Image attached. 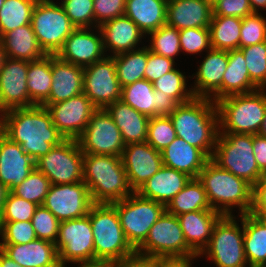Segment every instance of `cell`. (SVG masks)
<instances>
[{"label":"cell","instance_id":"obj_1","mask_svg":"<svg viewBox=\"0 0 266 267\" xmlns=\"http://www.w3.org/2000/svg\"><path fill=\"white\" fill-rule=\"evenodd\" d=\"M0 131L21 145L34 161L65 140L42 105L4 111L0 114Z\"/></svg>","mask_w":266,"mask_h":267},{"label":"cell","instance_id":"obj_2","mask_svg":"<svg viewBox=\"0 0 266 267\" xmlns=\"http://www.w3.org/2000/svg\"><path fill=\"white\" fill-rule=\"evenodd\" d=\"M169 117L177 137L211 158L220 131L215 102L210 98L194 97L179 104Z\"/></svg>","mask_w":266,"mask_h":267},{"label":"cell","instance_id":"obj_3","mask_svg":"<svg viewBox=\"0 0 266 267\" xmlns=\"http://www.w3.org/2000/svg\"><path fill=\"white\" fill-rule=\"evenodd\" d=\"M82 171L93 203L111 204L134 193L121 157L84 154Z\"/></svg>","mask_w":266,"mask_h":267},{"label":"cell","instance_id":"obj_4","mask_svg":"<svg viewBox=\"0 0 266 267\" xmlns=\"http://www.w3.org/2000/svg\"><path fill=\"white\" fill-rule=\"evenodd\" d=\"M197 178L202 183L213 210L232 216V207L238 206L240 215L249 213L252 185L245 179L219 168L211 160L205 164Z\"/></svg>","mask_w":266,"mask_h":267},{"label":"cell","instance_id":"obj_5","mask_svg":"<svg viewBox=\"0 0 266 267\" xmlns=\"http://www.w3.org/2000/svg\"><path fill=\"white\" fill-rule=\"evenodd\" d=\"M266 89L216 101L219 133L258 134L266 113Z\"/></svg>","mask_w":266,"mask_h":267},{"label":"cell","instance_id":"obj_6","mask_svg":"<svg viewBox=\"0 0 266 267\" xmlns=\"http://www.w3.org/2000/svg\"><path fill=\"white\" fill-rule=\"evenodd\" d=\"M94 237V261H118L136 253L122 230L116 208L94 203L88 213Z\"/></svg>","mask_w":266,"mask_h":267},{"label":"cell","instance_id":"obj_7","mask_svg":"<svg viewBox=\"0 0 266 267\" xmlns=\"http://www.w3.org/2000/svg\"><path fill=\"white\" fill-rule=\"evenodd\" d=\"M210 160L252 186L263 175L254 157L252 134L219 133Z\"/></svg>","mask_w":266,"mask_h":267},{"label":"cell","instance_id":"obj_8","mask_svg":"<svg viewBox=\"0 0 266 267\" xmlns=\"http://www.w3.org/2000/svg\"><path fill=\"white\" fill-rule=\"evenodd\" d=\"M242 227L234 215H223L215 224L208 246L201 252L214 262L216 267H247L244 253L243 215ZM242 229V230H241Z\"/></svg>","mask_w":266,"mask_h":267},{"label":"cell","instance_id":"obj_9","mask_svg":"<svg viewBox=\"0 0 266 267\" xmlns=\"http://www.w3.org/2000/svg\"><path fill=\"white\" fill-rule=\"evenodd\" d=\"M40 48L46 55H57L66 38L76 29L60 4L38 0L31 18Z\"/></svg>","mask_w":266,"mask_h":267},{"label":"cell","instance_id":"obj_10","mask_svg":"<svg viewBox=\"0 0 266 267\" xmlns=\"http://www.w3.org/2000/svg\"><path fill=\"white\" fill-rule=\"evenodd\" d=\"M117 210L124 234L136 250L147 238L152 225L166 211V206L139 196L136 192L111 203Z\"/></svg>","mask_w":266,"mask_h":267},{"label":"cell","instance_id":"obj_11","mask_svg":"<svg viewBox=\"0 0 266 267\" xmlns=\"http://www.w3.org/2000/svg\"><path fill=\"white\" fill-rule=\"evenodd\" d=\"M136 253L150 258L187 257L196 254L184 238L178 217L165 211L152 225Z\"/></svg>","mask_w":266,"mask_h":267},{"label":"cell","instance_id":"obj_12","mask_svg":"<svg viewBox=\"0 0 266 267\" xmlns=\"http://www.w3.org/2000/svg\"><path fill=\"white\" fill-rule=\"evenodd\" d=\"M83 157L77 140L65 139L46 155L35 161V168L51 184H70L83 181Z\"/></svg>","mask_w":266,"mask_h":267},{"label":"cell","instance_id":"obj_13","mask_svg":"<svg viewBox=\"0 0 266 267\" xmlns=\"http://www.w3.org/2000/svg\"><path fill=\"white\" fill-rule=\"evenodd\" d=\"M55 245L61 267H66L67 262L94 261V237L89 215L61 221Z\"/></svg>","mask_w":266,"mask_h":267},{"label":"cell","instance_id":"obj_14","mask_svg":"<svg viewBox=\"0 0 266 267\" xmlns=\"http://www.w3.org/2000/svg\"><path fill=\"white\" fill-rule=\"evenodd\" d=\"M83 154L121 157L125 144L121 132L106 109H97L77 139Z\"/></svg>","mask_w":266,"mask_h":267},{"label":"cell","instance_id":"obj_15","mask_svg":"<svg viewBox=\"0 0 266 267\" xmlns=\"http://www.w3.org/2000/svg\"><path fill=\"white\" fill-rule=\"evenodd\" d=\"M121 91L112 56L83 67V93L98 109L120 100Z\"/></svg>","mask_w":266,"mask_h":267},{"label":"cell","instance_id":"obj_16","mask_svg":"<svg viewBox=\"0 0 266 267\" xmlns=\"http://www.w3.org/2000/svg\"><path fill=\"white\" fill-rule=\"evenodd\" d=\"M84 181L70 184H51L42 206L61 222L88 215L93 205Z\"/></svg>","mask_w":266,"mask_h":267},{"label":"cell","instance_id":"obj_17","mask_svg":"<svg viewBox=\"0 0 266 267\" xmlns=\"http://www.w3.org/2000/svg\"><path fill=\"white\" fill-rule=\"evenodd\" d=\"M49 111L53 125L65 139L77 140L87 127L91 116L98 109L81 93L68 100L42 105Z\"/></svg>","mask_w":266,"mask_h":267},{"label":"cell","instance_id":"obj_18","mask_svg":"<svg viewBox=\"0 0 266 267\" xmlns=\"http://www.w3.org/2000/svg\"><path fill=\"white\" fill-rule=\"evenodd\" d=\"M28 66L29 61L6 57L0 70V113L35 105L27 89Z\"/></svg>","mask_w":266,"mask_h":267},{"label":"cell","instance_id":"obj_19","mask_svg":"<svg viewBox=\"0 0 266 267\" xmlns=\"http://www.w3.org/2000/svg\"><path fill=\"white\" fill-rule=\"evenodd\" d=\"M121 160L134 192L163 166L161 152L147 142L125 145Z\"/></svg>","mask_w":266,"mask_h":267},{"label":"cell","instance_id":"obj_20","mask_svg":"<svg viewBox=\"0 0 266 267\" xmlns=\"http://www.w3.org/2000/svg\"><path fill=\"white\" fill-rule=\"evenodd\" d=\"M100 32V33H99ZM98 35L90 28H76L65 40L57 56L68 63L86 67L102 60L104 50L101 31Z\"/></svg>","mask_w":266,"mask_h":267},{"label":"cell","instance_id":"obj_21","mask_svg":"<svg viewBox=\"0 0 266 267\" xmlns=\"http://www.w3.org/2000/svg\"><path fill=\"white\" fill-rule=\"evenodd\" d=\"M194 76L192 91L195 97L210 98L216 102L222 98V79L228 65V51L211 48Z\"/></svg>","mask_w":266,"mask_h":267},{"label":"cell","instance_id":"obj_22","mask_svg":"<svg viewBox=\"0 0 266 267\" xmlns=\"http://www.w3.org/2000/svg\"><path fill=\"white\" fill-rule=\"evenodd\" d=\"M35 168V161L22 146L0 131V181L11 191L21 184Z\"/></svg>","mask_w":266,"mask_h":267},{"label":"cell","instance_id":"obj_23","mask_svg":"<svg viewBox=\"0 0 266 267\" xmlns=\"http://www.w3.org/2000/svg\"><path fill=\"white\" fill-rule=\"evenodd\" d=\"M213 5L208 0H168L166 24L178 30L209 27Z\"/></svg>","mask_w":266,"mask_h":267},{"label":"cell","instance_id":"obj_24","mask_svg":"<svg viewBox=\"0 0 266 267\" xmlns=\"http://www.w3.org/2000/svg\"><path fill=\"white\" fill-rule=\"evenodd\" d=\"M98 30L101 31L103 37L105 52L111 49L110 53H113L107 56L138 49L136 46L144 37V33L126 15L104 22L98 27Z\"/></svg>","mask_w":266,"mask_h":267},{"label":"cell","instance_id":"obj_25","mask_svg":"<svg viewBox=\"0 0 266 267\" xmlns=\"http://www.w3.org/2000/svg\"><path fill=\"white\" fill-rule=\"evenodd\" d=\"M83 93V67L52 55V85L49 98L42 105H51Z\"/></svg>","mask_w":266,"mask_h":267},{"label":"cell","instance_id":"obj_26","mask_svg":"<svg viewBox=\"0 0 266 267\" xmlns=\"http://www.w3.org/2000/svg\"><path fill=\"white\" fill-rule=\"evenodd\" d=\"M0 249L22 267H61L53 242L36 239L27 244H0Z\"/></svg>","mask_w":266,"mask_h":267},{"label":"cell","instance_id":"obj_27","mask_svg":"<svg viewBox=\"0 0 266 267\" xmlns=\"http://www.w3.org/2000/svg\"><path fill=\"white\" fill-rule=\"evenodd\" d=\"M191 179L186 173L162 166L150 179L136 191L146 199L165 206L177 195Z\"/></svg>","mask_w":266,"mask_h":267},{"label":"cell","instance_id":"obj_28","mask_svg":"<svg viewBox=\"0 0 266 267\" xmlns=\"http://www.w3.org/2000/svg\"><path fill=\"white\" fill-rule=\"evenodd\" d=\"M223 215L215 210H198L178 215L187 245L196 253L208 246L215 224Z\"/></svg>","mask_w":266,"mask_h":267},{"label":"cell","instance_id":"obj_29","mask_svg":"<svg viewBox=\"0 0 266 267\" xmlns=\"http://www.w3.org/2000/svg\"><path fill=\"white\" fill-rule=\"evenodd\" d=\"M163 165L197 178L210 158L199 148L176 137L162 152Z\"/></svg>","mask_w":266,"mask_h":267},{"label":"cell","instance_id":"obj_30","mask_svg":"<svg viewBox=\"0 0 266 267\" xmlns=\"http://www.w3.org/2000/svg\"><path fill=\"white\" fill-rule=\"evenodd\" d=\"M115 125L119 128L125 145L146 142L149 117L135 110L122 100L106 108Z\"/></svg>","mask_w":266,"mask_h":267},{"label":"cell","instance_id":"obj_31","mask_svg":"<svg viewBox=\"0 0 266 267\" xmlns=\"http://www.w3.org/2000/svg\"><path fill=\"white\" fill-rule=\"evenodd\" d=\"M168 0H126L125 13L146 35L166 24Z\"/></svg>","mask_w":266,"mask_h":267},{"label":"cell","instance_id":"obj_32","mask_svg":"<svg viewBox=\"0 0 266 267\" xmlns=\"http://www.w3.org/2000/svg\"><path fill=\"white\" fill-rule=\"evenodd\" d=\"M1 39L8 58L31 62L46 55L38 44L31 24L6 32Z\"/></svg>","mask_w":266,"mask_h":267},{"label":"cell","instance_id":"obj_33","mask_svg":"<svg viewBox=\"0 0 266 267\" xmlns=\"http://www.w3.org/2000/svg\"><path fill=\"white\" fill-rule=\"evenodd\" d=\"M244 253L248 265L266 266V219L243 214Z\"/></svg>","mask_w":266,"mask_h":267},{"label":"cell","instance_id":"obj_34","mask_svg":"<svg viewBox=\"0 0 266 267\" xmlns=\"http://www.w3.org/2000/svg\"><path fill=\"white\" fill-rule=\"evenodd\" d=\"M259 89L250 79L243 52L228 51V65L222 79V98Z\"/></svg>","mask_w":266,"mask_h":267},{"label":"cell","instance_id":"obj_35","mask_svg":"<svg viewBox=\"0 0 266 267\" xmlns=\"http://www.w3.org/2000/svg\"><path fill=\"white\" fill-rule=\"evenodd\" d=\"M27 89L30 100L42 105L50 96L52 85V55L29 62Z\"/></svg>","mask_w":266,"mask_h":267},{"label":"cell","instance_id":"obj_36","mask_svg":"<svg viewBox=\"0 0 266 267\" xmlns=\"http://www.w3.org/2000/svg\"><path fill=\"white\" fill-rule=\"evenodd\" d=\"M198 210H213L206 191L198 178H191L185 187L167 204L166 211L175 216Z\"/></svg>","mask_w":266,"mask_h":267},{"label":"cell","instance_id":"obj_37","mask_svg":"<svg viewBox=\"0 0 266 267\" xmlns=\"http://www.w3.org/2000/svg\"><path fill=\"white\" fill-rule=\"evenodd\" d=\"M242 18L232 16H212L210 22L211 47L230 51L239 49Z\"/></svg>","mask_w":266,"mask_h":267},{"label":"cell","instance_id":"obj_38","mask_svg":"<svg viewBox=\"0 0 266 267\" xmlns=\"http://www.w3.org/2000/svg\"><path fill=\"white\" fill-rule=\"evenodd\" d=\"M124 52L112 56L115 61L116 74L120 86L125 87L144 79L146 64L148 61V47Z\"/></svg>","mask_w":266,"mask_h":267},{"label":"cell","instance_id":"obj_39","mask_svg":"<svg viewBox=\"0 0 266 267\" xmlns=\"http://www.w3.org/2000/svg\"><path fill=\"white\" fill-rule=\"evenodd\" d=\"M120 100L149 118L157 116V97L154 95V86L145 79L122 87Z\"/></svg>","mask_w":266,"mask_h":267},{"label":"cell","instance_id":"obj_40","mask_svg":"<svg viewBox=\"0 0 266 267\" xmlns=\"http://www.w3.org/2000/svg\"><path fill=\"white\" fill-rule=\"evenodd\" d=\"M38 0H5L0 8V38L11 30L31 24Z\"/></svg>","mask_w":266,"mask_h":267},{"label":"cell","instance_id":"obj_41","mask_svg":"<svg viewBox=\"0 0 266 267\" xmlns=\"http://www.w3.org/2000/svg\"><path fill=\"white\" fill-rule=\"evenodd\" d=\"M150 35L151 43L148 49L153 53L175 59L180 51L179 30L168 24H164L157 30L148 34Z\"/></svg>","mask_w":266,"mask_h":267},{"label":"cell","instance_id":"obj_42","mask_svg":"<svg viewBox=\"0 0 266 267\" xmlns=\"http://www.w3.org/2000/svg\"><path fill=\"white\" fill-rule=\"evenodd\" d=\"M186 78L179 69L174 68L153 83L154 90L163 92L179 104L188 102L195 96L191 88L188 90Z\"/></svg>","mask_w":266,"mask_h":267},{"label":"cell","instance_id":"obj_43","mask_svg":"<svg viewBox=\"0 0 266 267\" xmlns=\"http://www.w3.org/2000/svg\"><path fill=\"white\" fill-rule=\"evenodd\" d=\"M50 185L49 179L34 168L29 176L21 184L14 187L11 192L18 197L41 206L48 194Z\"/></svg>","mask_w":266,"mask_h":267},{"label":"cell","instance_id":"obj_44","mask_svg":"<svg viewBox=\"0 0 266 267\" xmlns=\"http://www.w3.org/2000/svg\"><path fill=\"white\" fill-rule=\"evenodd\" d=\"M244 55L251 81L259 88H266V41L239 48Z\"/></svg>","mask_w":266,"mask_h":267},{"label":"cell","instance_id":"obj_45","mask_svg":"<svg viewBox=\"0 0 266 267\" xmlns=\"http://www.w3.org/2000/svg\"><path fill=\"white\" fill-rule=\"evenodd\" d=\"M177 137L172 120L161 115L149 118L147 139L155 150L162 152Z\"/></svg>","mask_w":266,"mask_h":267},{"label":"cell","instance_id":"obj_46","mask_svg":"<svg viewBox=\"0 0 266 267\" xmlns=\"http://www.w3.org/2000/svg\"><path fill=\"white\" fill-rule=\"evenodd\" d=\"M59 4L76 28H95L93 0H67Z\"/></svg>","mask_w":266,"mask_h":267},{"label":"cell","instance_id":"obj_47","mask_svg":"<svg viewBox=\"0 0 266 267\" xmlns=\"http://www.w3.org/2000/svg\"><path fill=\"white\" fill-rule=\"evenodd\" d=\"M264 41H266V18L260 12H253L242 18L239 48Z\"/></svg>","mask_w":266,"mask_h":267},{"label":"cell","instance_id":"obj_48","mask_svg":"<svg viewBox=\"0 0 266 267\" xmlns=\"http://www.w3.org/2000/svg\"><path fill=\"white\" fill-rule=\"evenodd\" d=\"M0 244H27L37 239L31 221H0Z\"/></svg>","mask_w":266,"mask_h":267},{"label":"cell","instance_id":"obj_49","mask_svg":"<svg viewBox=\"0 0 266 267\" xmlns=\"http://www.w3.org/2000/svg\"><path fill=\"white\" fill-rule=\"evenodd\" d=\"M37 204L14 195L9 191L0 221H31Z\"/></svg>","mask_w":266,"mask_h":267},{"label":"cell","instance_id":"obj_50","mask_svg":"<svg viewBox=\"0 0 266 267\" xmlns=\"http://www.w3.org/2000/svg\"><path fill=\"white\" fill-rule=\"evenodd\" d=\"M179 41L181 51L189 54H199L212 48L209 27L181 29Z\"/></svg>","mask_w":266,"mask_h":267},{"label":"cell","instance_id":"obj_51","mask_svg":"<svg viewBox=\"0 0 266 267\" xmlns=\"http://www.w3.org/2000/svg\"><path fill=\"white\" fill-rule=\"evenodd\" d=\"M59 223L60 221L53 213L42 205L36 208L31 220L37 239H43L53 243L58 238Z\"/></svg>","mask_w":266,"mask_h":267},{"label":"cell","instance_id":"obj_52","mask_svg":"<svg viewBox=\"0 0 266 267\" xmlns=\"http://www.w3.org/2000/svg\"><path fill=\"white\" fill-rule=\"evenodd\" d=\"M93 2L96 30L104 22L125 13L126 0H93Z\"/></svg>","mask_w":266,"mask_h":267},{"label":"cell","instance_id":"obj_53","mask_svg":"<svg viewBox=\"0 0 266 267\" xmlns=\"http://www.w3.org/2000/svg\"><path fill=\"white\" fill-rule=\"evenodd\" d=\"M175 61L171 58L157 55L148 49V61L144 79L154 83L157 79L174 69Z\"/></svg>","mask_w":266,"mask_h":267},{"label":"cell","instance_id":"obj_54","mask_svg":"<svg viewBox=\"0 0 266 267\" xmlns=\"http://www.w3.org/2000/svg\"><path fill=\"white\" fill-rule=\"evenodd\" d=\"M251 13L249 0H218L213 4V16L245 18Z\"/></svg>","mask_w":266,"mask_h":267},{"label":"cell","instance_id":"obj_55","mask_svg":"<svg viewBox=\"0 0 266 267\" xmlns=\"http://www.w3.org/2000/svg\"><path fill=\"white\" fill-rule=\"evenodd\" d=\"M250 214L266 219V173L252 186Z\"/></svg>","mask_w":266,"mask_h":267},{"label":"cell","instance_id":"obj_56","mask_svg":"<svg viewBox=\"0 0 266 267\" xmlns=\"http://www.w3.org/2000/svg\"><path fill=\"white\" fill-rule=\"evenodd\" d=\"M253 152L259 170L266 173V137L253 135Z\"/></svg>","mask_w":266,"mask_h":267},{"label":"cell","instance_id":"obj_57","mask_svg":"<svg viewBox=\"0 0 266 267\" xmlns=\"http://www.w3.org/2000/svg\"><path fill=\"white\" fill-rule=\"evenodd\" d=\"M154 95L157 97V116H169L179 105L175 99L169 97L161 91L154 90Z\"/></svg>","mask_w":266,"mask_h":267},{"label":"cell","instance_id":"obj_58","mask_svg":"<svg viewBox=\"0 0 266 267\" xmlns=\"http://www.w3.org/2000/svg\"><path fill=\"white\" fill-rule=\"evenodd\" d=\"M115 267H155V259L135 253L115 261Z\"/></svg>","mask_w":266,"mask_h":267},{"label":"cell","instance_id":"obj_59","mask_svg":"<svg viewBox=\"0 0 266 267\" xmlns=\"http://www.w3.org/2000/svg\"><path fill=\"white\" fill-rule=\"evenodd\" d=\"M200 257L194 254L187 257L157 258L155 259V267H191L192 260Z\"/></svg>","mask_w":266,"mask_h":267},{"label":"cell","instance_id":"obj_60","mask_svg":"<svg viewBox=\"0 0 266 267\" xmlns=\"http://www.w3.org/2000/svg\"><path fill=\"white\" fill-rule=\"evenodd\" d=\"M78 267H115V261L95 260L91 262L80 263Z\"/></svg>","mask_w":266,"mask_h":267},{"label":"cell","instance_id":"obj_61","mask_svg":"<svg viewBox=\"0 0 266 267\" xmlns=\"http://www.w3.org/2000/svg\"><path fill=\"white\" fill-rule=\"evenodd\" d=\"M8 193H9L8 188L0 181V218L2 215L4 203L7 198Z\"/></svg>","mask_w":266,"mask_h":267},{"label":"cell","instance_id":"obj_62","mask_svg":"<svg viewBox=\"0 0 266 267\" xmlns=\"http://www.w3.org/2000/svg\"><path fill=\"white\" fill-rule=\"evenodd\" d=\"M1 263L2 267H22L13 261L10 257H8L2 250H1Z\"/></svg>","mask_w":266,"mask_h":267},{"label":"cell","instance_id":"obj_63","mask_svg":"<svg viewBox=\"0 0 266 267\" xmlns=\"http://www.w3.org/2000/svg\"><path fill=\"white\" fill-rule=\"evenodd\" d=\"M249 3L253 12L257 13L259 8L266 10V0H249Z\"/></svg>","mask_w":266,"mask_h":267},{"label":"cell","instance_id":"obj_64","mask_svg":"<svg viewBox=\"0 0 266 267\" xmlns=\"http://www.w3.org/2000/svg\"><path fill=\"white\" fill-rule=\"evenodd\" d=\"M5 59H6V54L4 51L2 39L0 38V70L4 64Z\"/></svg>","mask_w":266,"mask_h":267},{"label":"cell","instance_id":"obj_65","mask_svg":"<svg viewBox=\"0 0 266 267\" xmlns=\"http://www.w3.org/2000/svg\"><path fill=\"white\" fill-rule=\"evenodd\" d=\"M258 134L263 137H266V113Z\"/></svg>","mask_w":266,"mask_h":267},{"label":"cell","instance_id":"obj_66","mask_svg":"<svg viewBox=\"0 0 266 267\" xmlns=\"http://www.w3.org/2000/svg\"><path fill=\"white\" fill-rule=\"evenodd\" d=\"M247 267H266V266H259V265H248Z\"/></svg>","mask_w":266,"mask_h":267},{"label":"cell","instance_id":"obj_67","mask_svg":"<svg viewBox=\"0 0 266 267\" xmlns=\"http://www.w3.org/2000/svg\"><path fill=\"white\" fill-rule=\"evenodd\" d=\"M212 5L217 2L218 0H208Z\"/></svg>","mask_w":266,"mask_h":267},{"label":"cell","instance_id":"obj_68","mask_svg":"<svg viewBox=\"0 0 266 267\" xmlns=\"http://www.w3.org/2000/svg\"><path fill=\"white\" fill-rule=\"evenodd\" d=\"M5 0H0V8L3 6Z\"/></svg>","mask_w":266,"mask_h":267},{"label":"cell","instance_id":"obj_69","mask_svg":"<svg viewBox=\"0 0 266 267\" xmlns=\"http://www.w3.org/2000/svg\"><path fill=\"white\" fill-rule=\"evenodd\" d=\"M0 267H2V263H1V249H0Z\"/></svg>","mask_w":266,"mask_h":267}]
</instances>
